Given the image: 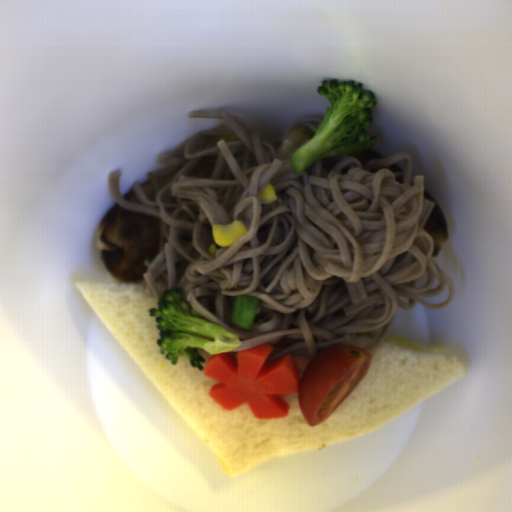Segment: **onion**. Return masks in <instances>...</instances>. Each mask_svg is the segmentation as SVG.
<instances>
[{
  "label": "onion",
  "instance_id": "onion-1",
  "mask_svg": "<svg viewBox=\"0 0 512 512\" xmlns=\"http://www.w3.org/2000/svg\"><path fill=\"white\" fill-rule=\"evenodd\" d=\"M310 133L309 128L306 126H296L284 139L280 150L276 154L279 160H291L295 151L304 143L310 141L307 134Z\"/></svg>",
  "mask_w": 512,
  "mask_h": 512
}]
</instances>
